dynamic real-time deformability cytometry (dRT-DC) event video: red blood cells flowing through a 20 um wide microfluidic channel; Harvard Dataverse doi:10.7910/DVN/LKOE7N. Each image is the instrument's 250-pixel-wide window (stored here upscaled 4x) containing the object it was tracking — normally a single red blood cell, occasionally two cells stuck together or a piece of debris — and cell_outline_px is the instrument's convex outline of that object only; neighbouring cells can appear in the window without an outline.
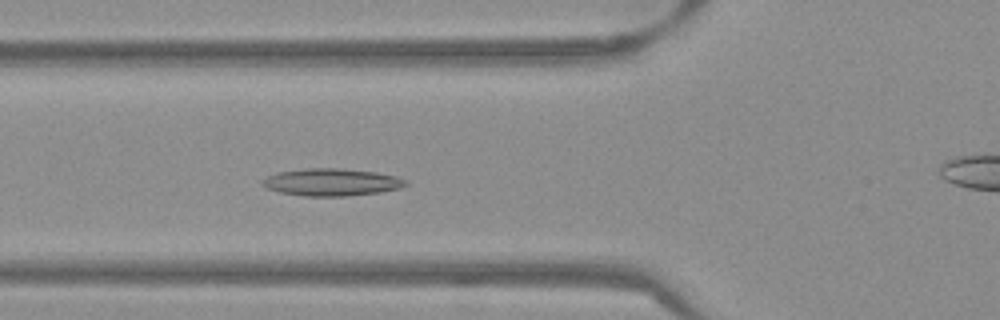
{"species": "Egyptian fruit bat (a non-hibernating species)", "species_latin": "Rousettus aegyptiacus", "temperature_condition": "warm", "stored_images_in_passage": 54, "camera_frame_rate_fps": 3000, "um_per_image_px": 0.085, "frame": {"image": 1, "passage_image": 20, "time_ms": 6.333, "image_size_px": [1000, 320], "cell_outline_px": [[408, 184], [400, 188], [380, 192], [348, 196], [304, 196], [280, 192], [268, 188], [260, 184], [268, 176], [276, 172], [308, 168], [340, 168], [376, 172], [396, 176], [408, 180]], "centroid_in_image_um": [28.22, 15.48], "position_along_channel_um": 97.6, "area_um2": 22.83}}
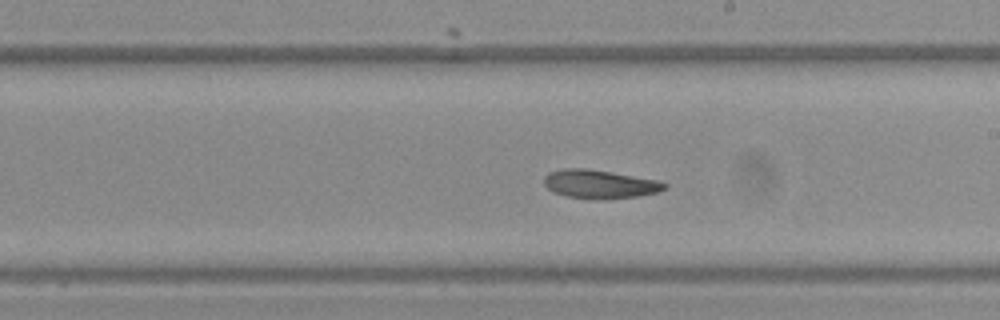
{"frame": {"image": 2, "passage_image": 31, "time_ms": 10.0, "image_size_px": [1000, 320], "cell_outline_px": [[668, 188], [656, 192], [636, 196], [604, 200], [600, 200], [568, 196], [552, 192], [544, 184], [544, 176], [548, 172], [564, 168], [584, 168], [656, 180], [668, 184]], "centroid_in_image_um": [50.93, 15.66], "position_along_channel_um": 238.1, "area_um2": 19.88}}
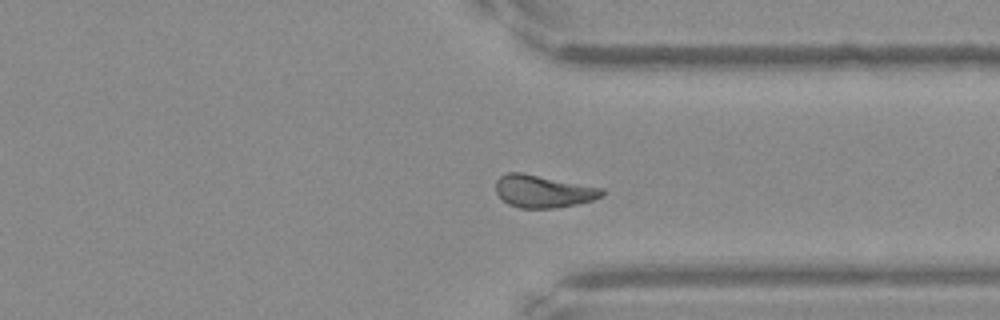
{"frame": {"image": 3, "passage_image": 41, "time_ms": 13.333, "image_size_px": [1000, 320], "cell_outline_px": [[604, 196], [592, 200], [576, 204], [556, 208], [520, 208], [508, 204], [496, 192], [496, 180], [500, 176], [508, 172], [520, 172], [604, 188]], "centroid_in_image_um": [46.18, 16.26], "position_along_channel_um": 365.2, "area_um2": 20.06}, "authors_computed_cell_mechanics": {"area_um2": 20.7213, "velocity_mm_per_s": 3.8138, "shape_relaxation_time_tau1_ms": null, "shape_relaxation_time_tau2_ms": 7.4827, "deformation_change_tau1": null, "deformation_change_tau2": 0.1366}}